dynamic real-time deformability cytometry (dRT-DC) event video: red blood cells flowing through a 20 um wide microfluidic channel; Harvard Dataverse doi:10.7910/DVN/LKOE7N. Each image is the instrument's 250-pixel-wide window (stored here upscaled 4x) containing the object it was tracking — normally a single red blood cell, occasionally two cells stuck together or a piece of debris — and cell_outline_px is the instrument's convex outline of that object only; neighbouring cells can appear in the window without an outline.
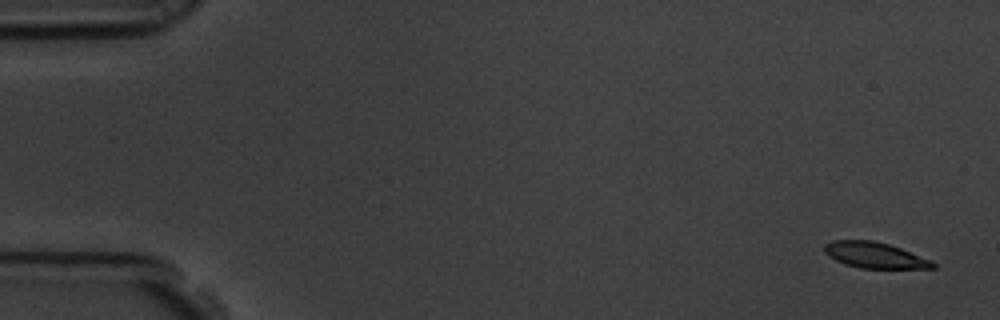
{"species": "common noctule bat (a hibernating species)", "species_latin": "Nyctalus noctula", "temperature_condition": "room temperature", "stored_images_in_passage": 7, "camera_frame_rate_fps": 3000, "um_per_image_px": 0.085, "animal": {"sex": "male", "body_mass_g": 19.5, "forearm_length_mm": 54.6}, "frame": {"image": 1, "passage_image": 1, "time_ms": 0.0, "image_size_px": [1000, 320], "cell_outline_px": [[936, 268], [860, 268], [844, 264], [828, 256], [824, 252], [824, 244], [832, 240], [872, 240], [888, 244], [900, 248], [932, 260], [936, 264]], "centroid_in_image_um": [74.34, 21.69], "position_along_channel_um": 10.7, "area_um2": 16.36}}
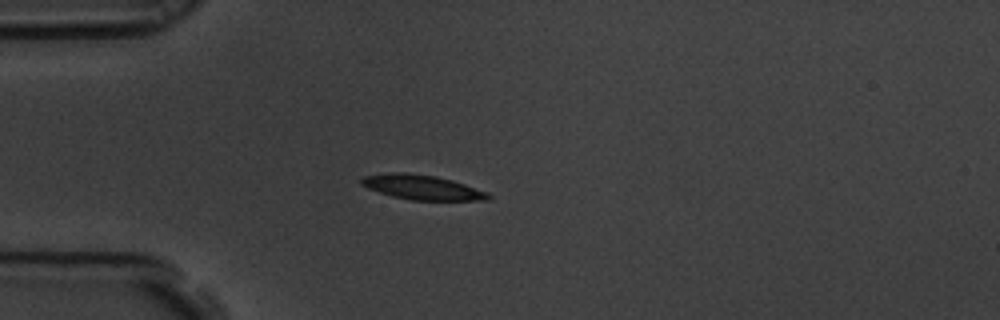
{"frame": {"image": 2, "passage_image": 5, "time_ms": 1.333, "image_size_px": [1000, 320], "cell_outline_px": [[492, 196], [488, 200], [412, 200], [392, 196], [368, 188], [360, 184], [360, 180], [364, 176], [392, 172], [404, 172], [436, 176], [452, 180], [488, 192]], "centroid_in_image_um": [35.88, 15.92], "position_along_channel_um": 49.1, "area_um2": 18.15}}
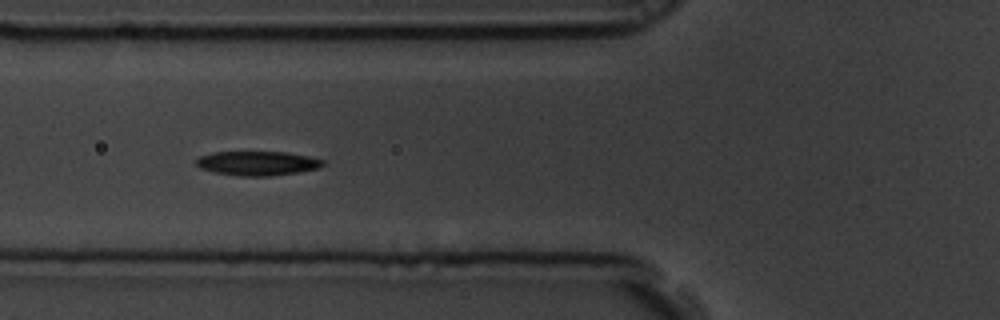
{"frame": {"image": 3, "passage_image": 7, "time_ms": 2.0, "image_size_px": [1000, 320], "cell_outline_px": [[324, 164], [320, 168], [300, 172], [268, 176], [240, 176], [216, 172], [200, 168], [196, 164], [196, 160], [200, 156], [212, 152], [284, 152], [308, 156], [324, 160]], "centroid_in_image_um": [21.9, 13.88], "position_along_channel_um": 103.9, "area_um2": 17.86}}